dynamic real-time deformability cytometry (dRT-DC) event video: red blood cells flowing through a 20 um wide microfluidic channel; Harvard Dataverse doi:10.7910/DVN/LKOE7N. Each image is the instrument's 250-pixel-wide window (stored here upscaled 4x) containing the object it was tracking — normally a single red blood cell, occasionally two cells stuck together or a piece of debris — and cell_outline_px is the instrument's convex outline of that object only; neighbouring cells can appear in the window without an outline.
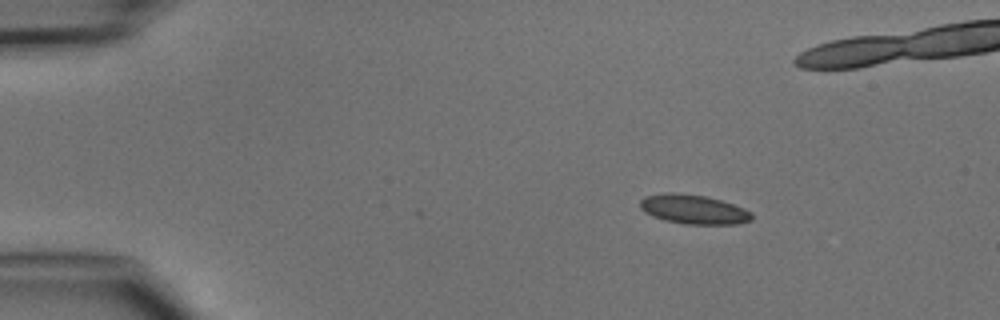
{"species": "common noctule bat (a hibernating species)", "species_latin": "Nyctalus noctula", "temperature_condition": "cold", "stored_images_in_passage": 3, "camera_frame_rate_fps": 3000, "um_per_image_px": 0.085, "animal": {"sex": "male", "body_mass_g": 15.6}, "frame": {"image": 1, "passage_image": 3, "time_ms": 3.333, "image_size_px": [1000, 320], "cell_outline_px": [[752, 220], [736, 224], [684, 224], [664, 220], [652, 216], [644, 212], [640, 208], [640, 200], [644, 196], [664, 192], [672, 192], [704, 196], [720, 200], [744, 208], [752, 212]], "centroid_in_image_um": [58.92, 17.79], "position_along_channel_um": 26.1, "area_um2": 19.13}}